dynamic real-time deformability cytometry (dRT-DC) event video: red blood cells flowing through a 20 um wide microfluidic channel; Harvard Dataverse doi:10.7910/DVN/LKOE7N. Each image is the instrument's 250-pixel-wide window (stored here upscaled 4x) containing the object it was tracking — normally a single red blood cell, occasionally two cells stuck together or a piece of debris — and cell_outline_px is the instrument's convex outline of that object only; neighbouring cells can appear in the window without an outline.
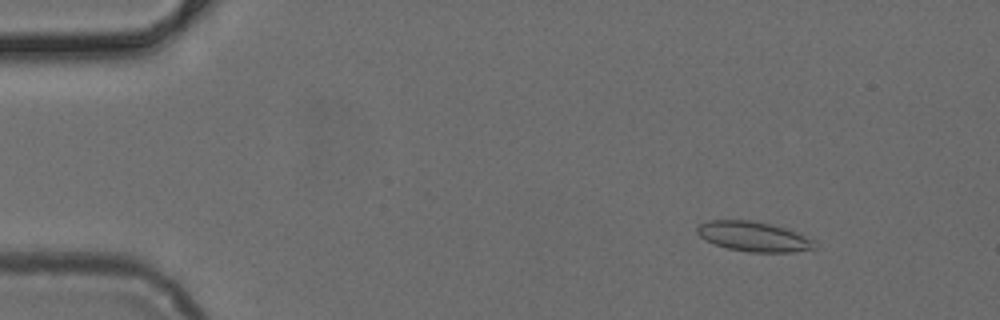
{"species": "common noctule bat (a hibernating species)", "species_latin": "Nyctalus noctula", "temperature_condition": "cold", "stored_images_in_passage": 19, "camera_frame_rate_fps": 3000, "um_per_image_px": 0.085, "animal": {"sex": "female", "body_mass_g": 24.6, "forearm_length_mm": 56.2}, "frame": {"image": 1, "passage_image": 6, "time_ms": 1.667, "image_size_px": [1000, 320], "cell_outline_px": [[816, 248], [792, 252], [748, 252], [728, 248], [716, 244], [700, 236], [696, 232], [696, 228], [700, 224], [708, 220], [752, 220], [772, 224], [788, 228], [816, 240]], "centroid_in_image_um": [64.11, 20.09], "position_along_channel_um": 20.9, "area_um2": 20.58}}
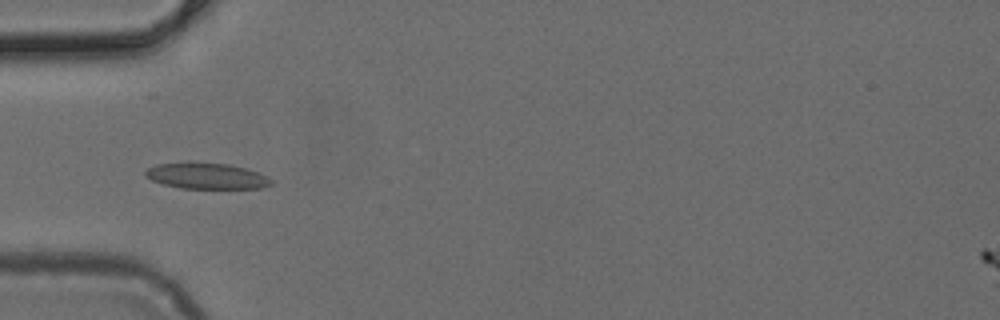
{"frame": {"image": 2, "passage_image": 16, "time_ms": 5.0, "image_size_px": [1000, 320], "cell_outline_px": [[272, 184], [260, 188], [180, 188], [164, 184], [152, 180], [144, 176], [144, 172], [148, 168], [156, 164], [188, 160], [228, 164], [244, 168], [268, 176], [272, 180]], "centroid_in_image_um": [17.49, 14.92], "position_along_channel_um": 67.5, "area_um2": 19.42}}